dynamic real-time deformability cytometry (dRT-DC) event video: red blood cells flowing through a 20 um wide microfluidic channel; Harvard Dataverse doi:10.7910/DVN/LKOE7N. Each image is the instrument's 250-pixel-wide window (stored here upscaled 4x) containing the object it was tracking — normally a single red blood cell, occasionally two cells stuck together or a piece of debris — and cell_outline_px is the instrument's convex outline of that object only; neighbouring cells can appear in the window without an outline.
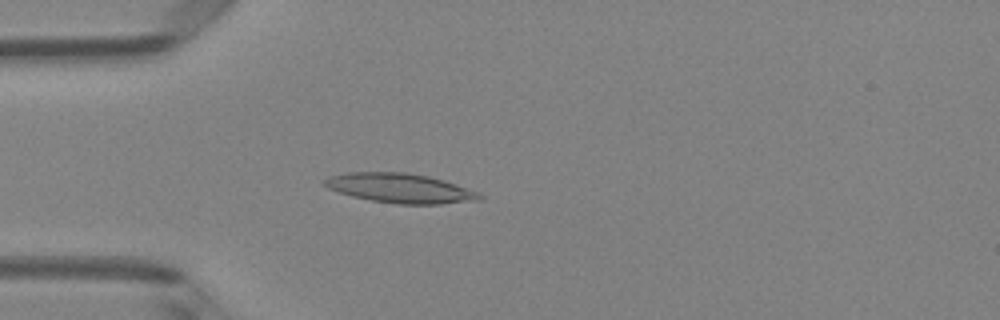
{"species": "Egyptian fruit bat (a non-hibernating species)", "species_latin": "Rousettus aegyptiacus", "temperature_condition": "room temperature", "stored_images_in_passage": 39, "camera_frame_rate_fps": 3000, "um_per_image_px": 0.085, "animal": {"sex": "female"}, "frame": {"image": 1, "passage_image": 7, "time_ms": 2.0, "image_size_px": [1000, 320], "cell_outline_px": [[484, 196], [480, 200], [440, 204], [400, 204], [372, 200], [352, 196], [328, 188], [324, 184], [324, 180], [328, 176], [348, 172], [404, 172], [428, 176], [444, 180], [480, 192]], "centroid_in_image_um": [34.05, 15.99], "position_along_channel_um": 51.0, "area_um2": 26.59}}
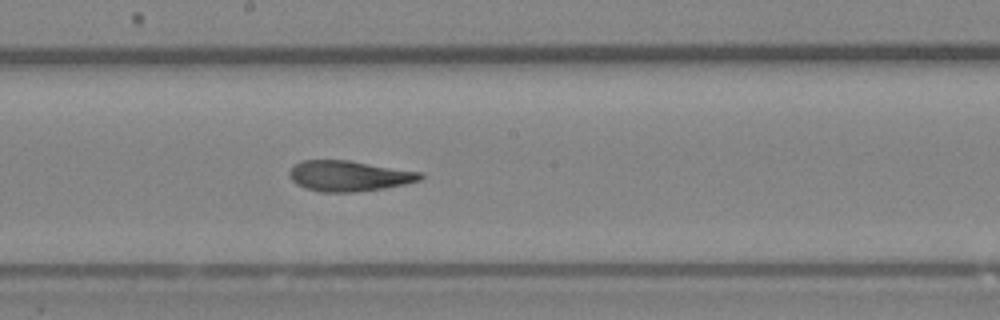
{"frame": {"image": 2, "passage_image": 20, "time_ms": 6.333, "image_size_px": [1000, 320], "cell_outline_px": [[424, 176], [420, 180], [404, 184], [384, 188], [352, 192], [320, 192], [304, 188], [296, 184], [292, 180], [288, 172], [300, 160], [348, 160], [424, 172]], "centroid_in_image_um": [29.67, 14.95], "position_along_channel_um": 218.5, "area_um2": 23.41}}
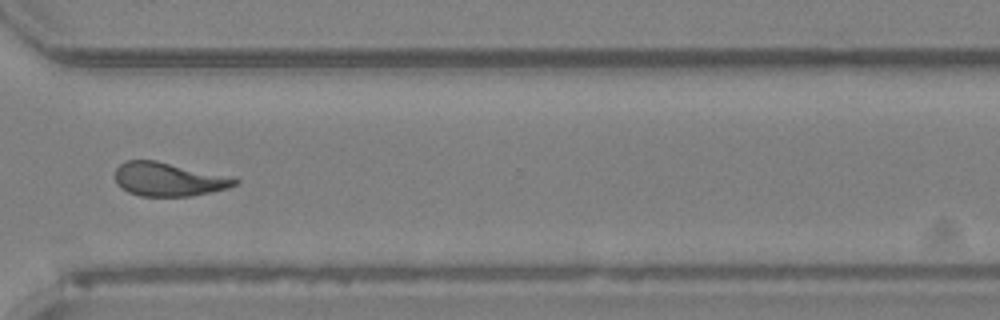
{"frame": {"image": 3, "passage_image": 30, "time_ms": 9.667, "image_size_px": [1000, 320], "cell_outline_px": [[240, 180], [236, 184], [228, 188], [188, 196], [140, 196], [128, 192], [120, 188], [116, 184], [116, 168], [120, 164], [128, 160], [156, 160], [236, 176]], "centroid_in_image_um": [14.37, 15.22], "position_along_channel_um": 356.2, "area_um2": 23.87}, "authors_computed_cell_mechanics": {"area_um2": 23.4668, "velocity_mm_per_s": 4.1286, "shape_relaxation_time_tau1_ms": 7.9731, "shape_relaxation_time_tau2_ms": 2.7755, "deformation_change_tau1": 0.2602, "deformation_change_tau2": 0.1059}}